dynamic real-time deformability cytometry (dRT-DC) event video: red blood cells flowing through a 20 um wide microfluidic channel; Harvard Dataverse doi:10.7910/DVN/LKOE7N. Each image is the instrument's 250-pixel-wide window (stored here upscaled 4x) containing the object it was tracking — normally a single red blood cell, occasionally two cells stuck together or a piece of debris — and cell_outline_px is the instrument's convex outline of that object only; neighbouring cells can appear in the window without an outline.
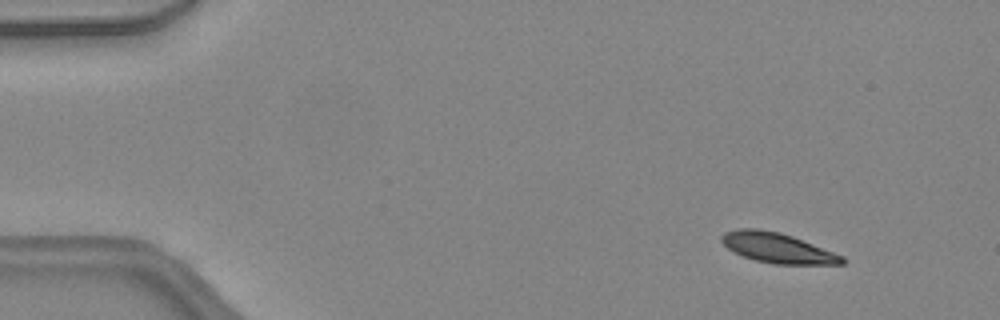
{"species": "common noctule bat (a hibernating species)", "species_latin": "Nyctalus noctula", "temperature_condition": "warm", "stored_images_in_passage": 44, "camera_frame_rate_fps": 3000, "um_per_image_px": 0.085, "animal": {"sex": "female", "body_mass_g": 24.6, "forearm_length_mm": 56.2}, "frame": {"image": 1, "passage_image": 3, "time_ms": 0.667, "image_size_px": [1000, 320], "cell_outline_px": [[848, 260], [844, 264], [772, 264], [756, 260], [744, 256], [728, 248], [720, 240], [720, 236], [724, 232], [736, 228], [756, 228], [780, 232], [792, 236], [844, 256]], "centroid_in_image_um": [66.09, 21.06], "position_along_channel_um": 18.9, "area_um2": 21.1}}
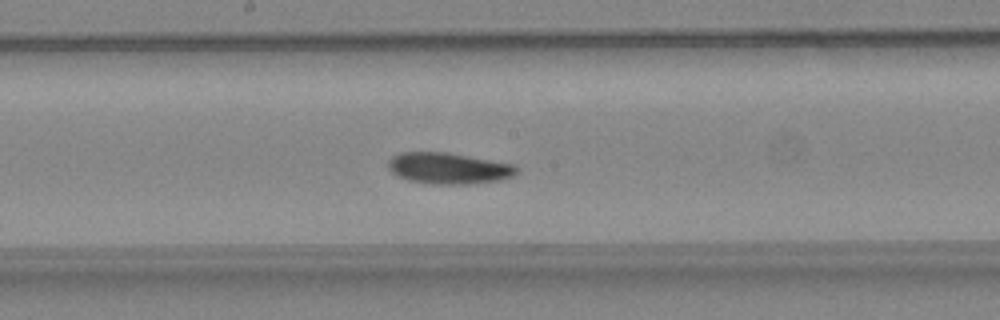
{"frame": {"image": 2, "passage_image": 23, "time_ms": 7.333, "image_size_px": [1000, 320], "cell_outline_px": [[520, 172], [512, 176], [500, 180], [476, 184], [428, 184], [408, 180], [392, 172], [388, 168], [388, 160], [392, 156], [400, 152], [444, 152], [516, 164], [520, 168]], "centroid_in_image_um": [38.18, 14.31], "position_along_channel_um": 210.0, "area_um2": 23.64}}
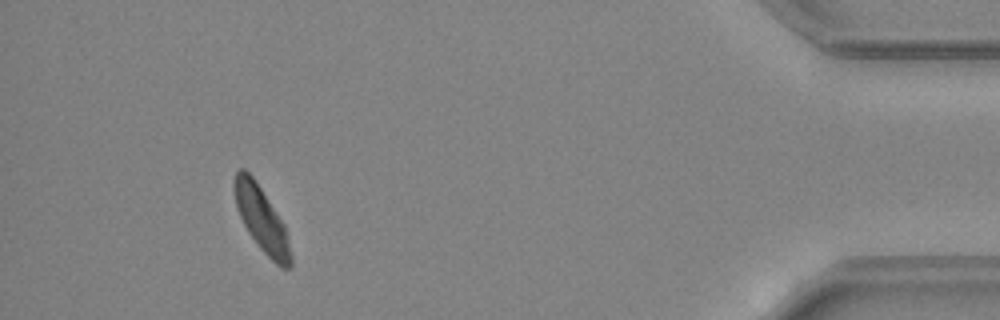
{"frame": {"image": 3, "passage_image": 41, "time_ms": 13.333, "image_size_px": [1000, 320], "cell_outline_px": [[292, 268], [280, 268], [256, 244], [248, 232], [240, 216], [236, 204], [232, 184], [236, 172], [240, 168], [244, 168], [252, 176], [284, 224], [288, 236], [292, 256]], "centroid_in_image_um": [22.24, 18.66], "position_along_channel_um": 413.0, "area_um2": 21.15}, "authors_computed_cell_mechanics": {"area_um2": 22.542, "velocity_mm_per_s": 4.4476, "shape_relaxation_time_tau1_ms": 4.9608, "shape_relaxation_time_tau2_ms": 4.7675, "deformation_change_tau1": 0.1476, "deformation_change_tau2": 0.1158}}